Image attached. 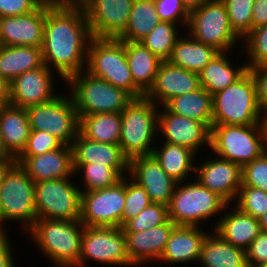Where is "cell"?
<instances>
[{
    "mask_svg": "<svg viewBox=\"0 0 267 267\" xmlns=\"http://www.w3.org/2000/svg\"><path fill=\"white\" fill-rule=\"evenodd\" d=\"M92 38L84 9L67 1L50 8L44 23L43 63L65 82L85 70Z\"/></svg>",
    "mask_w": 267,
    "mask_h": 267,
    "instance_id": "cell-1",
    "label": "cell"
},
{
    "mask_svg": "<svg viewBox=\"0 0 267 267\" xmlns=\"http://www.w3.org/2000/svg\"><path fill=\"white\" fill-rule=\"evenodd\" d=\"M84 225L80 219L38 218L26 236L46 255L53 267H75L79 263Z\"/></svg>",
    "mask_w": 267,
    "mask_h": 267,
    "instance_id": "cell-2",
    "label": "cell"
},
{
    "mask_svg": "<svg viewBox=\"0 0 267 267\" xmlns=\"http://www.w3.org/2000/svg\"><path fill=\"white\" fill-rule=\"evenodd\" d=\"M264 115L249 70L226 89L212 95V125L265 124Z\"/></svg>",
    "mask_w": 267,
    "mask_h": 267,
    "instance_id": "cell-3",
    "label": "cell"
},
{
    "mask_svg": "<svg viewBox=\"0 0 267 267\" xmlns=\"http://www.w3.org/2000/svg\"><path fill=\"white\" fill-rule=\"evenodd\" d=\"M159 106L145 96L134 98L120 113V146L130 161L139 156L152 155L158 135ZM153 146V147H152Z\"/></svg>",
    "mask_w": 267,
    "mask_h": 267,
    "instance_id": "cell-4",
    "label": "cell"
},
{
    "mask_svg": "<svg viewBox=\"0 0 267 267\" xmlns=\"http://www.w3.org/2000/svg\"><path fill=\"white\" fill-rule=\"evenodd\" d=\"M79 118L98 113H121L134 99L125 90L92 76L88 72L70 76L66 81Z\"/></svg>",
    "mask_w": 267,
    "mask_h": 267,
    "instance_id": "cell-5",
    "label": "cell"
},
{
    "mask_svg": "<svg viewBox=\"0 0 267 267\" xmlns=\"http://www.w3.org/2000/svg\"><path fill=\"white\" fill-rule=\"evenodd\" d=\"M192 181L176 184L168 206V218L175 225L203 227L205 224L201 222L222 214L229 203L196 179Z\"/></svg>",
    "mask_w": 267,
    "mask_h": 267,
    "instance_id": "cell-6",
    "label": "cell"
},
{
    "mask_svg": "<svg viewBox=\"0 0 267 267\" xmlns=\"http://www.w3.org/2000/svg\"><path fill=\"white\" fill-rule=\"evenodd\" d=\"M85 71L128 92L133 98L144 97L134 84L126 58L125 41L96 38L89 43Z\"/></svg>",
    "mask_w": 267,
    "mask_h": 267,
    "instance_id": "cell-7",
    "label": "cell"
},
{
    "mask_svg": "<svg viewBox=\"0 0 267 267\" xmlns=\"http://www.w3.org/2000/svg\"><path fill=\"white\" fill-rule=\"evenodd\" d=\"M267 150L265 124L212 125L210 151L241 167Z\"/></svg>",
    "mask_w": 267,
    "mask_h": 267,
    "instance_id": "cell-8",
    "label": "cell"
},
{
    "mask_svg": "<svg viewBox=\"0 0 267 267\" xmlns=\"http://www.w3.org/2000/svg\"><path fill=\"white\" fill-rule=\"evenodd\" d=\"M10 220L19 221L20 228L22 226L25 233L37 220L35 182L17 162L8 170L0 185V228L4 232H7L5 223Z\"/></svg>",
    "mask_w": 267,
    "mask_h": 267,
    "instance_id": "cell-9",
    "label": "cell"
},
{
    "mask_svg": "<svg viewBox=\"0 0 267 267\" xmlns=\"http://www.w3.org/2000/svg\"><path fill=\"white\" fill-rule=\"evenodd\" d=\"M187 34L219 52H232L242 39L230 26L227 9L222 0H208L190 11Z\"/></svg>",
    "mask_w": 267,
    "mask_h": 267,
    "instance_id": "cell-10",
    "label": "cell"
},
{
    "mask_svg": "<svg viewBox=\"0 0 267 267\" xmlns=\"http://www.w3.org/2000/svg\"><path fill=\"white\" fill-rule=\"evenodd\" d=\"M60 94L53 100L26 108L30 129L45 131L72 146L79 133V116L72 97Z\"/></svg>",
    "mask_w": 267,
    "mask_h": 267,
    "instance_id": "cell-11",
    "label": "cell"
},
{
    "mask_svg": "<svg viewBox=\"0 0 267 267\" xmlns=\"http://www.w3.org/2000/svg\"><path fill=\"white\" fill-rule=\"evenodd\" d=\"M88 260V261H87ZM93 261L102 266L135 267L126 252V236L121 227L84 226L79 263L88 267Z\"/></svg>",
    "mask_w": 267,
    "mask_h": 267,
    "instance_id": "cell-12",
    "label": "cell"
},
{
    "mask_svg": "<svg viewBox=\"0 0 267 267\" xmlns=\"http://www.w3.org/2000/svg\"><path fill=\"white\" fill-rule=\"evenodd\" d=\"M38 181L35 183L37 219L76 220L81 214V189L71 179Z\"/></svg>",
    "mask_w": 267,
    "mask_h": 267,
    "instance_id": "cell-13",
    "label": "cell"
},
{
    "mask_svg": "<svg viewBox=\"0 0 267 267\" xmlns=\"http://www.w3.org/2000/svg\"><path fill=\"white\" fill-rule=\"evenodd\" d=\"M125 177L114 186L82 192L80 221L84 226L121 227Z\"/></svg>",
    "mask_w": 267,
    "mask_h": 267,
    "instance_id": "cell-14",
    "label": "cell"
},
{
    "mask_svg": "<svg viewBox=\"0 0 267 267\" xmlns=\"http://www.w3.org/2000/svg\"><path fill=\"white\" fill-rule=\"evenodd\" d=\"M53 72L55 71L44 64L16 77L10 82L9 104L28 108L55 99L60 93L55 92L57 91L54 88V79H56L54 75L56 73Z\"/></svg>",
    "mask_w": 267,
    "mask_h": 267,
    "instance_id": "cell-15",
    "label": "cell"
},
{
    "mask_svg": "<svg viewBox=\"0 0 267 267\" xmlns=\"http://www.w3.org/2000/svg\"><path fill=\"white\" fill-rule=\"evenodd\" d=\"M195 179L205 188L216 192L229 204L235 202L242 184V167L220 157H207L195 166Z\"/></svg>",
    "mask_w": 267,
    "mask_h": 267,
    "instance_id": "cell-16",
    "label": "cell"
},
{
    "mask_svg": "<svg viewBox=\"0 0 267 267\" xmlns=\"http://www.w3.org/2000/svg\"><path fill=\"white\" fill-rule=\"evenodd\" d=\"M134 0H92L85 8L93 37L119 38L129 22Z\"/></svg>",
    "mask_w": 267,
    "mask_h": 267,
    "instance_id": "cell-17",
    "label": "cell"
},
{
    "mask_svg": "<svg viewBox=\"0 0 267 267\" xmlns=\"http://www.w3.org/2000/svg\"><path fill=\"white\" fill-rule=\"evenodd\" d=\"M158 116V134L163 142L190 148L196 154L203 146L210 149L211 130L202 122L169 112L161 106Z\"/></svg>",
    "mask_w": 267,
    "mask_h": 267,
    "instance_id": "cell-18",
    "label": "cell"
},
{
    "mask_svg": "<svg viewBox=\"0 0 267 267\" xmlns=\"http://www.w3.org/2000/svg\"><path fill=\"white\" fill-rule=\"evenodd\" d=\"M128 176L144 188L152 203L170 205L177 182L162 169L153 155L132 158Z\"/></svg>",
    "mask_w": 267,
    "mask_h": 267,
    "instance_id": "cell-19",
    "label": "cell"
},
{
    "mask_svg": "<svg viewBox=\"0 0 267 267\" xmlns=\"http://www.w3.org/2000/svg\"><path fill=\"white\" fill-rule=\"evenodd\" d=\"M49 7L0 18V45L42 47L46 13Z\"/></svg>",
    "mask_w": 267,
    "mask_h": 267,
    "instance_id": "cell-20",
    "label": "cell"
},
{
    "mask_svg": "<svg viewBox=\"0 0 267 267\" xmlns=\"http://www.w3.org/2000/svg\"><path fill=\"white\" fill-rule=\"evenodd\" d=\"M200 88L199 74L162 61L154 83L144 95L159 107L168 100Z\"/></svg>",
    "mask_w": 267,
    "mask_h": 267,
    "instance_id": "cell-21",
    "label": "cell"
},
{
    "mask_svg": "<svg viewBox=\"0 0 267 267\" xmlns=\"http://www.w3.org/2000/svg\"><path fill=\"white\" fill-rule=\"evenodd\" d=\"M16 162L27 172L36 183L73 177V149L63 144L60 148L37 156H18Z\"/></svg>",
    "mask_w": 267,
    "mask_h": 267,
    "instance_id": "cell-22",
    "label": "cell"
},
{
    "mask_svg": "<svg viewBox=\"0 0 267 267\" xmlns=\"http://www.w3.org/2000/svg\"><path fill=\"white\" fill-rule=\"evenodd\" d=\"M176 225L168 219L164 224L141 232H125L126 252L130 262L138 267L158 262L170 233Z\"/></svg>",
    "mask_w": 267,
    "mask_h": 267,
    "instance_id": "cell-23",
    "label": "cell"
},
{
    "mask_svg": "<svg viewBox=\"0 0 267 267\" xmlns=\"http://www.w3.org/2000/svg\"><path fill=\"white\" fill-rule=\"evenodd\" d=\"M73 164L107 165L121 177L129 173V160L118 144L103 143L86 138L80 131L72 144Z\"/></svg>",
    "mask_w": 267,
    "mask_h": 267,
    "instance_id": "cell-24",
    "label": "cell"
},
{
    "mask_svg": "<svg viewBox=\"0 0 267 267\" xmlns=\"http://www.w3.org/2000/svg\"><path fill=\"white\" fill-rule=\"evenodd\" d=\"M196 226L176 225L170 233L165 250L157 263H198L203 241L209 231ZM193 261V262H192Z\"/></svg>",
    "mask_w": 267,
    "mask_h": 267,
    "instance_id": "cell-25",
    "label": "cell"
},
{
    "mask_svg": "<svg viewBox=\"0 0 267 267\" xmlns=\"http://www.w3.org/2000/svg\"><path fill=\"white\" fill-rule=\"evenodd\" d=\"M230 207L233 210H230ZM224 212L211 230L216 231L217 234L233 246L246 250L261 232L259 219L242 212L232 204H228Z\"/></svg>",
    "mask_w": 267,
    "mask_h": 267,
    "instance_id": "cell-26",
    "label": "cell"
},
{
    "mask_svg": "<svg viewBox=\"0 0 267 267\" xmlns=\"http://www.w3.org/2000/svg\"><path fill=\"white\" fill-rule=\"evenodd\" d=\"M30 131L26 108L0 106V134L4 148L12 157L17 158L25 149Z\"/></svg>",
    "mask_w": 267,
    "mask_h": 267,
    "instance_id": "cell-27",
    "label": "cell"
},
{
    "mask_svg": "<svg viewBox=\"0 0 267 267\" xmlns=\"http://www.w3.org/2000/svg\"><path fill=\"white\" fill-rule=\"evenodd\" d=\"M208 233L203 241L199 258L204 267H249L246 250L233 246L216 231Z\"/></svg>",
    "mask_w": 267,
    "mask_h": 267,
    "instance_id": "cell-28",
    "label": "cell"
},
{
    "mask_svg": "<svg viewBox=\"0 0 267 267\" xmlns=\"http://www.w3.org/2000/svg\"><path fill=\"white\" fill-rule=\"evenodd\" d=\"M229 54L230 51L219 52L199 73L200 87L211 95L226 89L248 70L245 62L233 66Z\"/></svg>",
    "mask_w": 267,
    "mask_h": 267,
    "instance_id": "cell-29",
    "label": "cell"
},
{
    "mask_svg": "<svg viewBox=\"0 0 267 267\" xmlns=\"http://www.w3.org/2000/svg\"><path fill=\"white\" fill-rule=\"evenodd\" d=\"M125 52L134 84L146 94L154 83L162 61L141 41H125Z\"/></svg>",
    "mask_w": 267,
    "mask_h": 267,
    "instance_id": "cell-30",
    "label": "cell"
},
{
    "mask_svg": "<svg viewBox=\"0 0 267 267\" xmlns=\"http://www.w3.org/2000/svg\"><path fill=\"white\" fill-rule=\"evenodd\" d=\"M152 155L162 169L177 183L184 182L186 179L189 181L191 172L195 174L196 165L194 163H196L197 156L188 147L162 142L160 147H154Z\"/></svg>",
    "mask_w": 267,
    "mask_h": 267,
    "instance_id": "cell-31",
    "label": "cell"
},
{
    "mask_svg": "<svg viewBox=\"0 0 267 267\" xmlns=\"http://www.w3.org/2000/svg\"><path fill=\"white\" fill-rule=\"evenodd\" d=\"M43 65L42 47L0 45V75L9 82Z\"/></svg>",
    "mask_w": 267,
    "mask_h": 267,
    "instance_id": "cell-32",
    "label": "cell"
},
{
    "mask_svg": "<svg viewBox=\"0 0 267 267\" xmlns=\"http://www.w3.org/2000/svg\"><path fill=\"white\" fill-rule=\"evenodd\" d=\"M183 36L177 39L168 61L172 65L199 74L219 51L193 39L190 35Z\"/></svg>",
    "mask_w": 267,
    "mask_h": 267,
    "instance_id": "cell-33",
    "label": "cell"
},
{
    "mask_svg": "<svg viewBox=\"0 0 267 267\" xmlns=\"http://www.w3.org/2000/svg\"><path fill=\"white\" fill-rule=\"evenodd\" d=\"M169 112L212 126V95L200 87L194 92L173 97L163 105Z\"/></svg>",
    "mask_w": 267,
    "mask_h": 267,
    "instance_id": "cell-34",
    "label": "cell"
},
{
    "mask_svg": "<svg viewBox=\"0 0 267 267\" xmlns=\"http://www.w3.org/2000/svg\"><path fill=\"white\" fill-rule=\"evenodd\" d=\"M121 124L120 113L88 114L79 118V131L90 140L119 145Z\"/></svg>",
    "mask_w": 267,
    "mask_h": 267,
    "instance_id": "cell-35",
    "label": "cell"
},
{
    "mask_svg": "<svg viewBox=\"0 0 267 267\" xmlns=\"http://www.w3.org/2000/svg\"><path fill=\"white\" fill-rule=\"evenodd\" d=\"M160 22L154 0H134L129 22L119 39L139 42Z\"/></svg>",
    "mask_w": 267,
    "mask_h": 267,
    "instance_id": "cell-36",
    "label": "cell"
},
{
    "mask_svg": "<svg viewBox=\"0 0 267 267\" xmlns=\"http://www.w3.org/2000/svg\"><path fill=\"white\" fill-rule=\"evenodd\" d=\"M177 25L172 22L161 21L141 40V43L161 61H168L177 39L181 36Z\"/></svg>",
    "mask_w": 267,
    "mask_h": 267,
    "instance_id": "cell-37",
    "label": "cell"
},
{
    "mask_svg": "<svg viewBox=\"0 0 267 267\" xmlns=\"http://www.w3.org/2000/svg\"><path fill=\"white\" fill-rule=\"evenodd\" d=\"M75 174L81 173L82 186L81 192L105 189L114 186L121 180V176L107 165L92 164H73Z\"/></svg>",
    "mask_w": 267,
    "mask_h": 267,
    "instance_id": "cell-38",
    "label": "cell"
},
{
    "mask_svg": "<svg viewBox=\"0 0 267 267\" xmlns=\"http://www.w3.org/2000/svg\"><path fill=\"white\" fill-rule=\"evenodd\" d=\"M227 9L233 31L244 39L252 31V9L254 0H222Z\"/></svg>",
    "mask_w": 267,
    "mask_h": 267,
    "instance_id": "cell-39",
    "label": "cell"
},
{
    "mask_svg": "<svg viewBox=\"0 0 267 267\" xmlns=\"http://www.w3.org/2000/svg\"><path fill=\"white\" fill-rule=\"evenodd\" d=\"M151 204L152 201L144 188L132 179L130 180L129 176H125V205L122 212L121 228Z\"/></svg>",
    "mask_w": 267,
    "mask_h": 267,
    "instance_id": "cell-40",
    "label": "cell"
},
{
    "mask_svg": "<svg viewBox=\"0 0 267 267\" xmlns=\"http://www.w3.org/2000/svg\"><path fill=\"white\" fill-rule=\"evenodd\" d=\"M242 40L247 67L267 64V24L253 29Z\"/></svg>",
    "mask_w": 267,
    "mask_h": 267,
    "instance_id": "cell-41",
    "label": "cell"
},
{
    "mask_svg": "<svg viewBox=\"0 0 267 267\" xmlns=\"http://www.w3.org/2000/svg\"><path fill=\"white\" fill-rule=\"evenodd\" d=\"M168 219V207L163 204L152 203L130 220L123 227V230L124 232H141L162 225Z\"/></svg>",
    "mask_w": 267,
    "mask_h": 267,
    "instance_id": "cell-42",
    "label": "cell"
},
{
    "mask_svg": "<svg viewBox=\"0 0 267 267\" xmlns=\"http://www.w3.org/2000/svg\"><path fill=\"white\" fill-rule=\"evenodd\" d=\"M234 203L242 212L259 219L267 211V193L261 189L241 185Z\"/></svg>",
    "mask_w": 267,
    "mask_h": 267,
    "instance_id": "cell-43",
    "label": "cell"
},
{
    "mask_svg": "<svg viewBox=\"0 0 267 267\" xmlns=\"http://www.w3.org/2000/svg\"><path fill=\"white\" fill-rule=\"evenodd\" d=\"M267 193V150L242 167V184Z\"/></svg>",
    "mask_w": 267,
    "mask_h": 267,
    "instance_id": "cell-44",
    "label": "cell"
},
{
    "mask_svg": "<svg viewBox=\"0 0 267 267\" xmlns=\"http://www.w3.org/2000/svg\"><path fill=\"white\" fill-rule=\"evenodd\" d=\"M154 3L161 21L179 23L178 27H181V30L187 28L190 12L181 0H154Z\"/></svg>",
    "mask_w": 267,
    "mask_h": 267,
    "instance_id": "cell-45",
    "label": "cell"
},
{
    "mask_svg": "<svg viewBox=\"0 0 267 267\" xmlns=\"http://www.w3.org/2000/svg\"><path fill=\"white\" fill-rule=\"evenodd\" d=\"M63 143L45 131L31 130L25 149L19 156H37L60 148Z\"/></svg>",
    "mask_w": 267,
    "mask_h": 267,
    "instance_id": "cell-46",
    "label": "cell"
},
{
    "mask_svg": "<svg viewBox=\"0 0 267 267\" xmlns=\"http://www.w3.org/2000/svg\"><path fill=\"white\" fill-rule=\"evenodd\" d=\"M248 266L267 262V233L261 231L246 249Z\"/></svg>",
    "mask_w": 267,
    "mask_h": 267,
    "instance_id": "cell-47",
    "label": "cell"
},
{
    "mask_svg": "<svg viewBox=\"0 0 267 267\" xmlns=\"http://www.w3.org/2000/svg\"><path fill=\"white\" fill-rule=\"evenodd\" d=\"M38 7L33 0H0V18L24 15Z\"/></svg>",
    "mask_w": 267,
    "mask_h": 267,
    "instance_id": "cell-48",
    "label": "cell"
},
{
    "mask_svg": "<svg viewBox=\"0 0 267 267\" xmlns=\"http://www.w3.org/2000/svg\"><path fill=\"white\" fill-rule=\"evenodd\" d=\"M256 87V97L261 109L267 111V64L247 67Z\"/></svg>",
    "mask_w": 267,
    "mask_h": 267,
    "instance_id": "cell-49",
    "label": "cell"
},
{
    "mask_svg": "<svg viewBox=\"0 0 267 267\" xmlns=\"http://www.w3.org/2000/svg\"><path fill=\"white\" fill-rule=\"evenodd\" d=\"M7 232L0 237V267H15V257Z\"/></svg>",
    "mask_w": 267,
    "mask_h": 267,
    "instance_id": "cell-50",
    "label": "cell"
},
{
    "mask_svg": "<svg viewBox=\"0 0 267 267\" xmlns=\"http://www.w3.org/2000/svg\"><path fill=\"white\" fill-rule=\"evenodd\" d=\"M267 24V0H254L252 30Z\"/></svg>",
    "mask_w": 267,
    "mask_h": 267,
    "instance_id": "cell-51",
    "label": "cell"
},
{
    "mask_svg": "<svg viewBox=\"0 0 267 267\" xmlns=\"http://www.w3.org/2000/svg\"><path fill=\"white\" fill-rule=\"evenodd\" d=\"M10 99V82L0 75V106L8 105Z\"/></svg>",
    "mask_w": 267,
    "mask_h": 267,
    "instance_id": "cell-52",
    "label": "cell"
},
{
    "mask_svg": "<svg viewBox=\"0 0 267 267\" xmlns=\"http://www.w3.org/2000/svg\"><path fill=\"white\" fill-rule=\"evenodd\" d=\"M16 162V158H0V185L3 183L6 173Z\"/></svg>",
    "mask_w": 267,
    "mask_h": 267,
    "instance_id": "cell-53",
    "label": "cell"
},
{
    "mask_svg": "<svg viewBox=\"0 0 267 267\" xmlns=\"http://www.w3.org/2000/svg\"><path fill=\"white\" fill-rule=\"evenodd\" d=\"M185 8L190 12L199 8L203 3L208 0H181Z\"/></svg>",
    "mask_w": 267,
    "mask_h": 267,
    "instance_id": "cell-54",
    "label": "cell"
},
{
    "mask_svg": "<svg viewBox=\"0 0 267 267\" xmlns=\"http://www.w3.org/2000/svg\"><path fill=\"white\" fill-rule=\"evenodd\" d=\"M39 7H55L64 2V0H33Z\"/></svg>",
    "mask_w": 267,
    "mask_h": 267,
    "instance_id": "cell-55",
    "label": "cell"
},
{
    "mask_svg": "<svg viewBox=\"0 0 267 267\" xmlns=\"http://www.w3.org/2000/svg\"><path fill=\"white\" fill-rule=\"evenodd\" d=\"M92 0H67L73 6L84 9Z\"/></svg>",
    "mask_w": 267,
    "mask_h": 267,
    "instance_id": "cell-56",
    "label": "cell"
},
{
    "mask_svg": "<svg viewBox=\"0 0 267 267\" xmlns=\"http://www.w3.org/2000/svg\"><path fill=\"white\" fill-rule=\"evenodd\" d=\"M261 231L267 233V211L259 218Z\"/></svg>",
    "mask_w": 267,
    "mask_h": 267,
    "instance_id": "cell-57",
    "label": "cell"
},
{
    "mask_svg": "<svg viewBox=\"0 0 267 267\" xmlns=\"http://www.w3.org/2000/svg\"><path fill=\"white\" fill-rule=\"evenodd\" d=\"M0 158H15L12 157L4 148L3 142H2V137L0 134Z\"/></svg>",
    "mask_w": 267,
    "mask_h": 267,
    "instance_id": "cell-58",
    "label": "cell"
},
{
    "mask_svg": "<svg viewBox=\"0 0 267 267\" xmlns=\"http://www.w3.org/2000/svg\"><path fill=\"white\" fill-rule=\"evenodd\" d=\"M250 267H267V262L266 263H262V264L252 265Z\"/></svg>",
    "mask_w": 267,
    "mask_h": 267,
    "instance_id": "cell-59",
    "label": "cell"
},
{
    "mask_svg": "<svg viewBox=\"0 0 267 267\" xmlns=\"http://www.w3.org/2000/svg\"><path fill=\"white\" fill-rule=\"evenodd\" d=\"M264 123H265L266 133H267V111L265 112V115H264Z\"/></svg>",
    "mask_w": 267,
    "mask_h": 267,
    "instance_id": "cell-60",
    "label": "cell"
},
{
    "mask_svg": "<svg viewBox=\"0 0 267 267\" xmlns=\"http://www.w3.org/2000/svg\"><path fill=\"white\" fill-rule=\"evenodd\" d=\"M5 232L0 228V237L4 234Z\"/></svg>",
    "mask_w": 267,
    "mask_h": 267,
    "instance_id": "cell-61",
    "label": "cell"
}]
</instances>
